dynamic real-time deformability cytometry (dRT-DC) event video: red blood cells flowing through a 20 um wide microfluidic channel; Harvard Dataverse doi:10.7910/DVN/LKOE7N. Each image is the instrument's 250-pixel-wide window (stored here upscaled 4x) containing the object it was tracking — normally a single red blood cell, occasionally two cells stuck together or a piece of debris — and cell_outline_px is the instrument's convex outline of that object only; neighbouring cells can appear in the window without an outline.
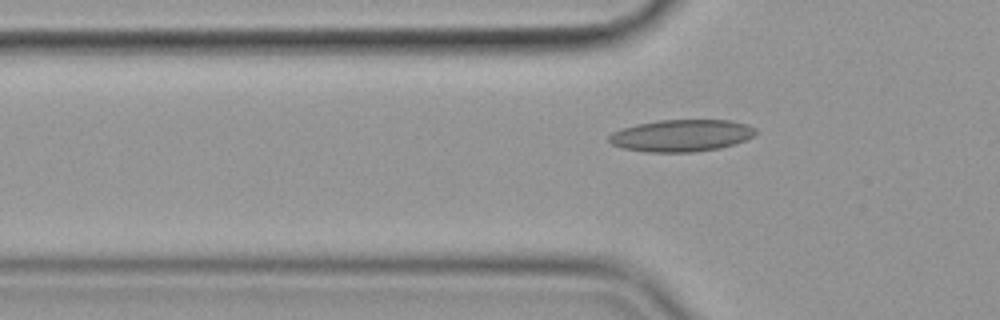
{"species": "common noctule bat (a hibernating species)", "species_latin": "Nyctalus noctula", "temperature_condition": "cold", "stored_images_in_passage": 48, "camera_frame_rate_fps": 3000, "um_per_image_px": 0.085, "animal": {"sex": "female", "body_mass_g": 19.9}, "frame": {"image": 1, "passage_image": 16, "time_ms": 5.0, "image_size_px": [1000, 320], "cell_outline_px": [[756, 136], [720, 148], [692, 152], [648, 152], [624, 148], [612, 144], [608, 140], [608, 136], [612, 132], [620, 128], [636, 124], [656, 120], [732, 120], [748, 124], [756, 128]], "centroid_in_image_um": [57.92, 11.51], "position_along_channel_um": 67.9, "area_um2": 27.51}}
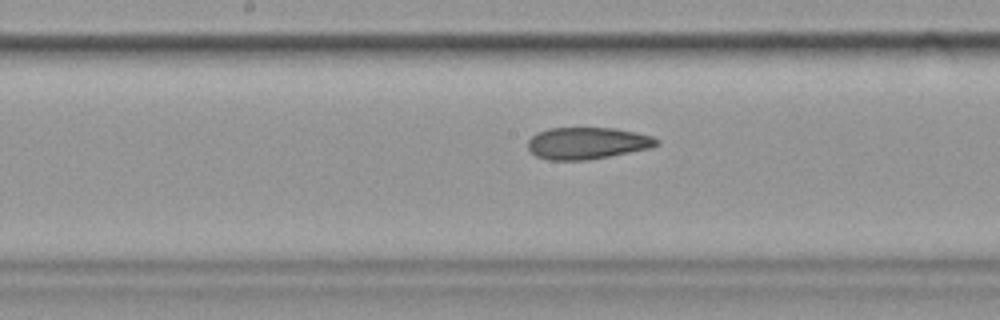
{"frame": {"image": 2, "passage_image": 27, "time_ms": 8.667, "image_size_px": [1000, 320], "cell_outline_px": [[660, 144], [652, 148], [588, 160], [548, 160], [536, 156], [528, 148], [528, 140], [536, 132], [548, 128], [616, 128], [652, 136], [660, 140]], "centroid_in_image_um": [49.93, 12.17], "position_along_channel_um": 198.3, "area_um2": 24.04}}
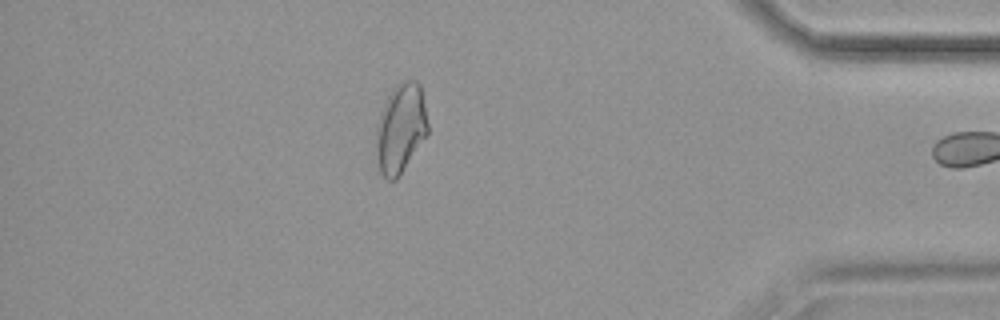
{"frame": {"image": 3, "passage_image": 47, "time_ms": 15.333, "image_size_px": [1000, 320], "cell_outline_px": [[428, 136], [396, 180], [388, 180], [380, 172], [376, 156], [376, 128], [384, 104], [392, 88], [396, 84], [404, 80], [416, 80], [420, 84], [428, 124]], "centroid_in_image_um": [34.07, 10.92], "position_along_channel_um": 401.1, "area_um2": 27.05}}